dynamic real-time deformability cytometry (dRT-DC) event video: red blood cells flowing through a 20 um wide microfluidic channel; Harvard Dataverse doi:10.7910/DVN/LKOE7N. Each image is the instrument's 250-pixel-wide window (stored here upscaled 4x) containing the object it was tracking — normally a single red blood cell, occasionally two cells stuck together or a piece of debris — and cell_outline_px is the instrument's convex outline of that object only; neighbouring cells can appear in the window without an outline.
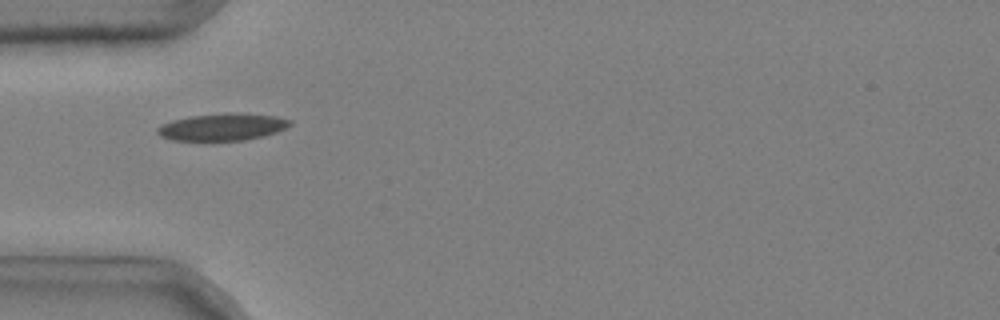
{"species": "common noctule bat (a hibernating species)", "species_latin": "Nyctalus noctula", "temperature_condition": "cold", "stored_images_in_passage": 35, "camera_frame_rate_fps": 3000, "um_per_image_px": 0.085, "animal": {"sex": "male", "body_mass_g": 20.4}, "frame": {"image": 1, "passage_image": 5, "time_ms": 1.333, "image_size_px": [1000, 320], "cell_outline_px": [[292, 124], [276, 132], [264, 136], [244, 140], [172, 140], [160, 136], [156, 132], [156, 128], [172, 120], [188, 116], [224, 112], [240, 112], [276, 116], [292, 120]], "centroid_in_image_um": [18.91, 10.77], "position_along_channel_um": 66.1, "area_um2": 21.15}}
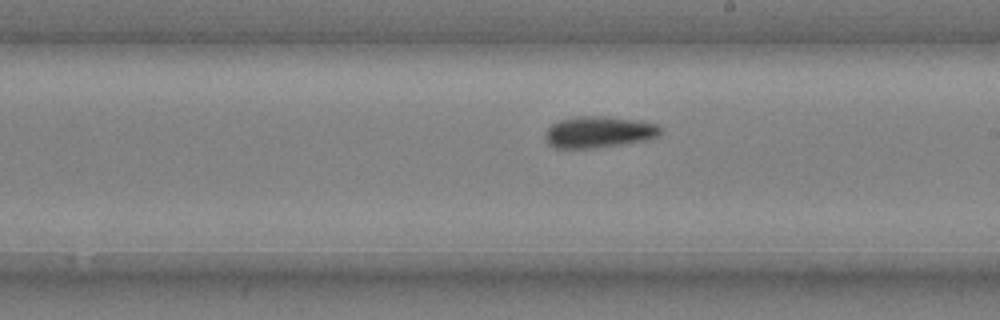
{"frame": {"image": 2, "passage_image": 19, "time_ms": 6.0, "image_size_px": [1000, 320], "cell_outline_px": [[664, 132], [648, 140], [620, 144], [588, 148], [556, 148], [548, 144], [544, 136], [548, 128], [552, 124], [560, 120], [580, 116], [608, 116], [636, 120], [656, 124]], "centroid_in_image_um": [50.89, 11.22], "position_along_channel_um": 238.1, "area_um2": 20.98}}
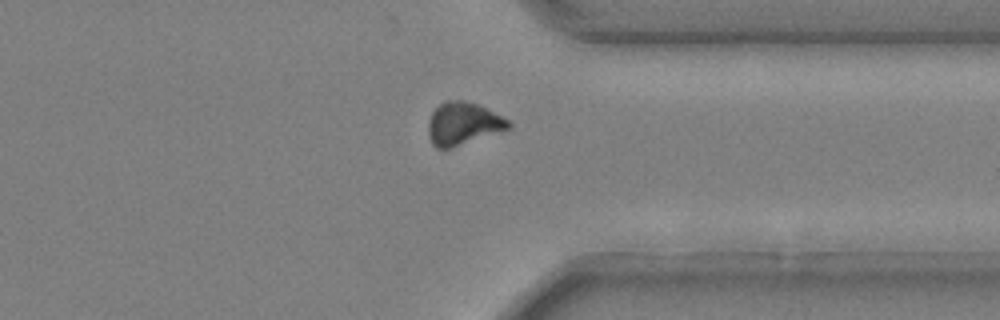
{"frame": {"image": 3, "passage_image": 30, "time_ms": 9.667, "image_size_px": [1000, 320], "cell_outline_px": [[512, 128], [452, 148], [436, 148], [432, 144], [428, 136], [428, 120], [432, 112], [444, 100], [464, 100], [476, 104], [508, 120], [512, 124]], "centroid_in_image_um": [39.33, 10.52], "position_along_channel_um": 372.1, "area_um2": 19.94}, "authors_computed_cell_mechanics": {"area_um2": 20.519, "velocity_mm_per_s": 3.6989, "shape_relaxation_time_tau1_ms": 3.0726, "shape_relaxation_time_tau2_ms": 2.3487, "deformation_change_tau1": 0.1202, "deformation_change_tau2": 0.0634}}